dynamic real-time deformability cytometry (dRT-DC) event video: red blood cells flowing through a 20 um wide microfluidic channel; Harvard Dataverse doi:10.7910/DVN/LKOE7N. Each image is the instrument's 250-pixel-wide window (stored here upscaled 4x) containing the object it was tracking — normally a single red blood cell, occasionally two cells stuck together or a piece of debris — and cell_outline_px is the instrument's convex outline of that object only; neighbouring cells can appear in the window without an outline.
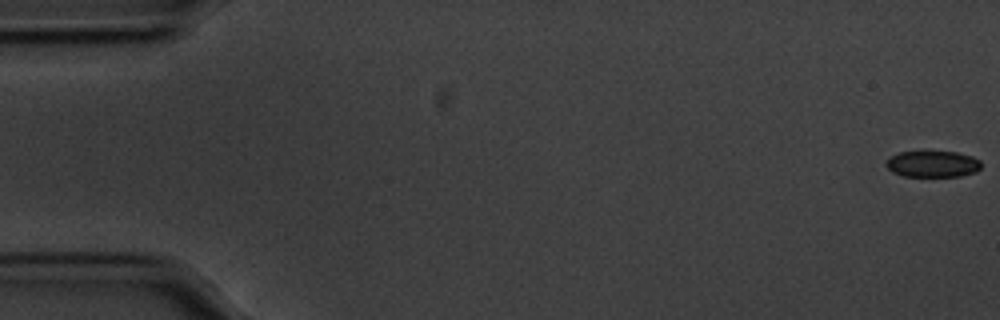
{"species": "common noctule bat (a hibernating species)", "species_latin": "Nyctalus noctula", "temperature_condition": "cold", "stored_images_in_passage": 57, "camera_frame_rate_fps": 3000, "um_per_image_px": 0.085, "animal": {"sex": "male", "body_mass_g": 20.1, "forearm_length_mm": 53.5}, "frame": {"image": 1, "passage_image": 1, "time_ms": 0.0, "image_size_px": [1000, 320], "cell_outline_px": [[980, 168], [976, 172], [960, 176], [904, 176], [892, 172], [884, 164], [892, 156], [900, 152], [956, 152], [972, 156], [980, 160]], "centroid_in_image_um": [79.29, 13.95], "position_along_channel_um": 5.7, "area_um2": 14.45}}
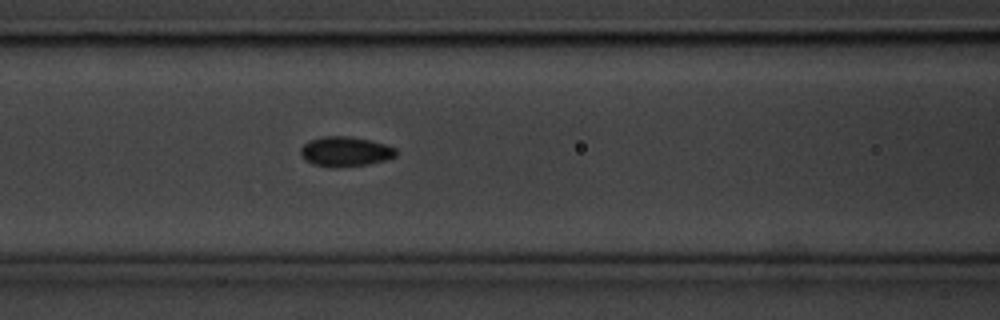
{"frame": {"image": 2, "passage_image": 24, "time_ms": 7.667, "image_size_px": [1000, 320], "cell_outline_px": [[396, 156], [384, 160], [368, 164], [336, 168], [332, 168], [312, 164], [304, 160], [300, 152], [300, 148], [308, 140], [324, 136], [348, 136], [368, 140], [384, 144], [396, 148]], "centroid_in_image_um": [29.3, 12.89], "position_along_channel_um": 137.3, "area_um2": 16.65}}
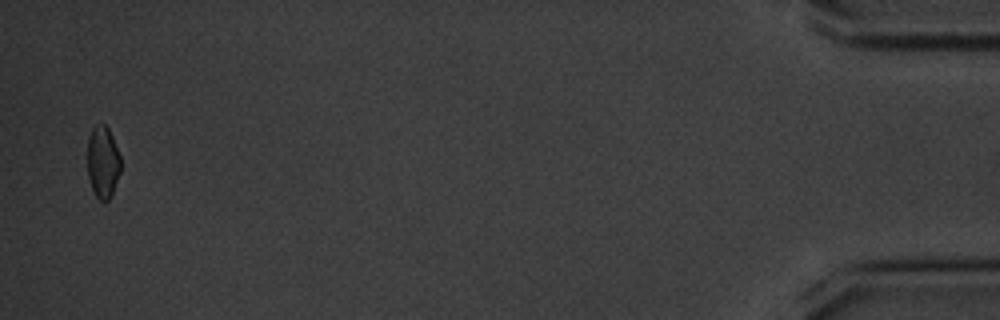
{"frame": {"image": 3, "passage_image": 56, "time_ms": 18.333, "image_size_px": [1000, 320], "cell_outline_px": [[120, 172], [112, 192], [108, 200], [100, 200], [96, 196], [92, 188], [88, 176], [88, 136], [92, 128], [96, 124], [104, 124], [108, 128], [112, 136], [120, 156]], "centroid_in_image_um": [8.73, 13.74], "position_along_channel_um": 426.5, "area_um2": 13.76}, "authors_computed_cell_mechanics": {"area_um2": 15.8372, "velocity_mm_per_s": 3.5445, "shape_relaxation_time_tau1_ms": 2.5149, "shape_relaxation_time_tau2_ms": null, "deformation_change_tau1": 0.0545, "deformation_change_tau2": null}}